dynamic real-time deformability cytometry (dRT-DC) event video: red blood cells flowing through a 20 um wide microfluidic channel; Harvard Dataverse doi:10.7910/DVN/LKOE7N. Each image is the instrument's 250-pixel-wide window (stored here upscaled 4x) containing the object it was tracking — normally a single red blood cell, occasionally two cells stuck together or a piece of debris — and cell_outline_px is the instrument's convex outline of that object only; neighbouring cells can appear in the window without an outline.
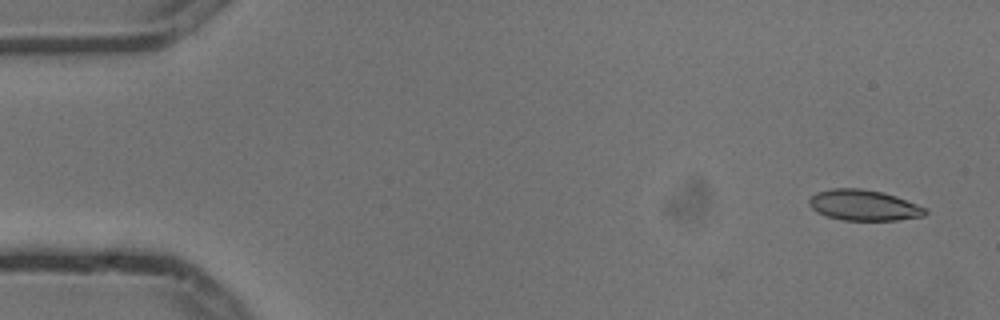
{"species": "common noctule bat (a hibernating species)", "species_latin": "Nyctalus noctula", "temperature_condition": "cold", "stored_images_in_passage": 7, "camera_frame_rate_fps": 3000, "um_per_image_px": 0.085, "animal": {"sex": "male", "body_mass_g": 13.3}, "frame": {"image": 1, "passage_image": 1, "time_ms": 0.0, "image_size_px": [1000, 320], "cell_outline_px": [[928, 212], [924, 216], [896, 220], [840, 220], [828, 216], [812, 208], [808, 204], [808, 200], [816, 192], [832, 188], [860, 188], [880, 192], [896, 196], [928, 208]], "centroid_in_image_um": [73.44, 17.44], "position_along_channel_um": 11.6, "area_um2": 20.75}}
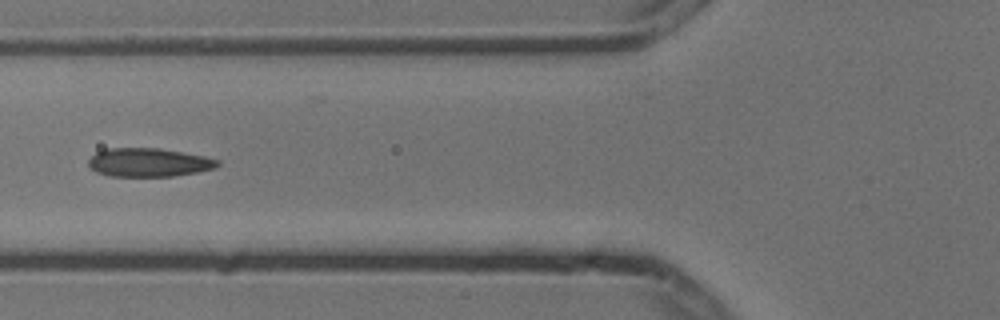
{"frame": {"image": 2, "passage_image": 6, "time_ms": 1.667, "image_size_px": [1000, 320], "cell_outline_px": [[220, 164], [216, 168], [196, 172], [172, 176], [108, 176], [96, 172], [88, 164], [88, 160], [96, 152], [108, 148], [160, 148], [204, 156], [220, 160]], "centroid_in_image_um": [12.65, 13.8], "position_along_channel_um": 113.2, "area_um2": 21.5}}
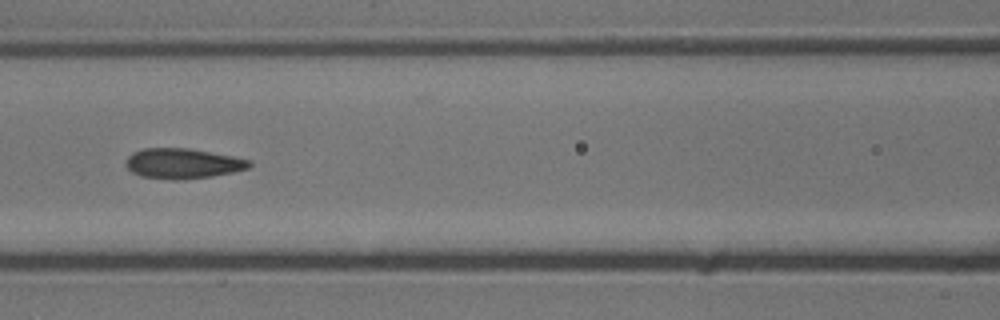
{"frame": {"image": 3, "passage_image": 7, "time_ms": 2.0, "image_size_px": [1000, 320], "cell_outline_px": [[252, 164], [248, 168], [232, 172], [212, 176], [184, 180], [172, 180], [140, 176], [132, 172], [124, 164], [128, 156], [132, 152], [144, 148], [188, 148], [232, 156], [252, 160]], "centroid_in_image_um": [15.51, 13.9], "position_along_channel_um": 151.1, "area_um2": 21.85}}